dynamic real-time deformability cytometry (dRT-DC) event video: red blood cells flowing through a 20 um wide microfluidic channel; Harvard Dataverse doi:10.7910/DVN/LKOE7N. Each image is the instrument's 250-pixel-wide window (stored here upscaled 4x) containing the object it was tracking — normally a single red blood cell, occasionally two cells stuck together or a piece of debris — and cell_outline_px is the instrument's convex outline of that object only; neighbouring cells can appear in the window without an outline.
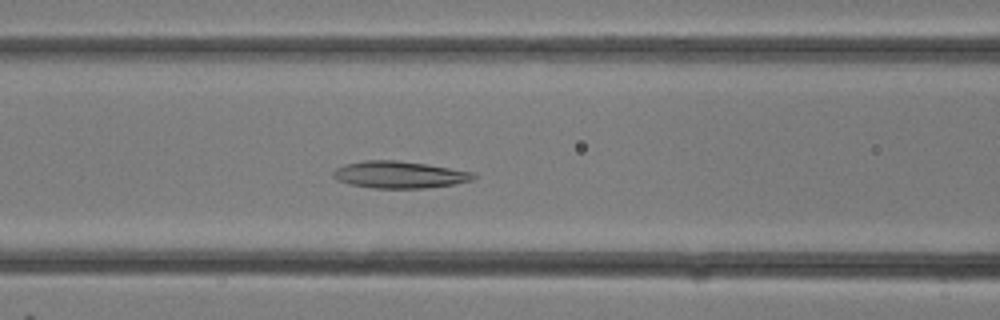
{"species": "common noctule bat (a hibernating species)", "species_latin": "Nyctalus noctula", "temperature_condition": "room temperature", "stored_images_in_passage": 32, "camera_frame_rate_fps": 3000, "um_per_image_px": 0.085, "animal": {"sex": "female"}, "frame": {"image": 1, "passage_image": 14, "time_ms": 4.333, "image_size_px": [1000, 320], "cell_outline_px": [[476, 176], [472, 180], [452, 184], [424, 188], [372, 188], [352, 184], [336, 180], [332, 176], [332, 172], [336, 168], [344, 164], [364, 160], [396, 160], [428, 164], [472, 172]], "centroid_in_image_um": [33.9, 14.84], "position_along_channel_um": 132.7, "area_um2": 21.96}}
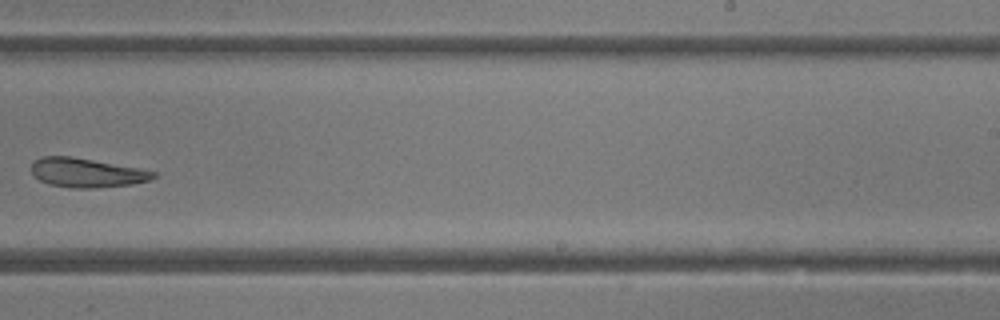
{"frame": {"image": 2, "passage_image": 21, "time_ms": 6.667, "image_size_px": [1000, 320], "cell_outline_px": [[156, 176], [148, 180], [132, 184], [96, 188], [72, 188], [48, 184], [32, 176], [32, 164], [40, 156], [72, 156], [136, 168], [156, 172]], "centroid_in_image_um": [7.31, 14.68], "position_along_channel_um": 281.7, "area_um2": 20.58}}
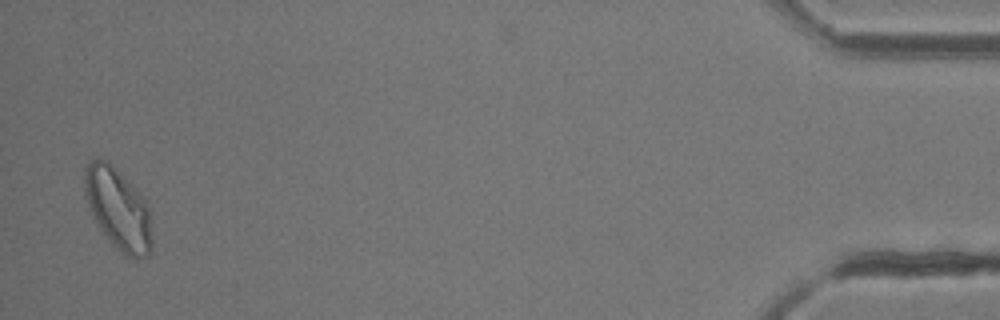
{"frame": {"image": 3, "passage_image": 32, "time_ms": 10.333, "image_size_px": [1000, 320], "cell_outline_px": [[152, 248], [148, 256], [136, 260], [128, 256], [100, 228], [92, 216], [84, 192], [84, 168], [92, 160], [108, 160], [144, 200], [148, 208], [152, 240]], "centroid_in_image_um": [10.03, 17.75], "position_along_channel_um": 425.2, "area_um2": 30.98}}